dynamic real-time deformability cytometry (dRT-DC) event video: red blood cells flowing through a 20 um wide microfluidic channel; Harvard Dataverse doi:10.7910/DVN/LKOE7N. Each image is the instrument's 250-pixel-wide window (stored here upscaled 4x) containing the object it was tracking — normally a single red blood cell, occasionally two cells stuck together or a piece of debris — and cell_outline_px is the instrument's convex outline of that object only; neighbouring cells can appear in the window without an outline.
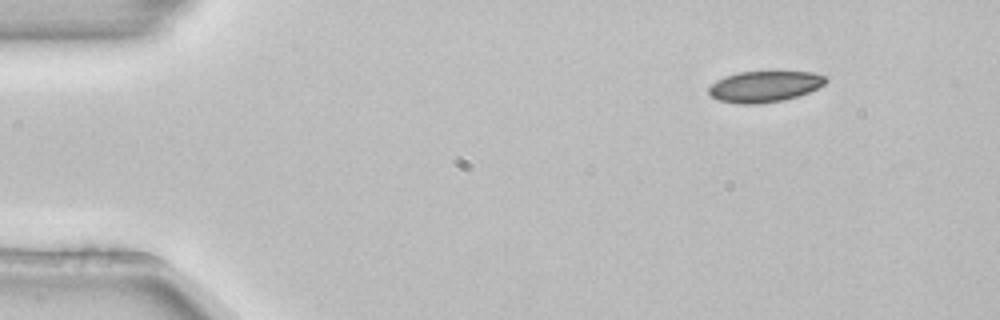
{"species": "common noctule bat (a hibernating species)", "species_latin": "Nyctalus noctula", "temperature_condition": "room temperature", "stored_images_in_passage": 3, "camera_frame_rate_fps": 3000, "um_per_image_px": 0.085, "animal": {"sex": "female", "body_mass_g": 22.7, "forearm_length_mm": 54.2}, "frame": {"image": 1, "passage_image": 1, "time_ms": 0.0, "image_size_px": [1000, 320], "cell_outline_px": [[828, 80], [824, 84], [808, 92], [784, 100], [760, 104], [740, 104], [720, 100], [712, 96], [708, 92], [708, 88], [716, 80], [724, 76], [740, 72], [812, 72], [828, 76]], "centroid_in_image_um": [64.99, 7.35], "position_along_channel_um": 20.0, "area_um2": 21.1}}